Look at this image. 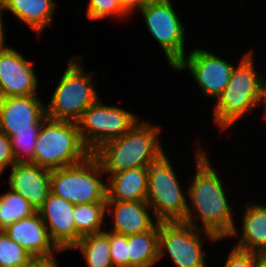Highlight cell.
I'll return each instance as SVG.
<instances>
[{
    "mask_svg": "<svg viewBox=\"0 0 266 267\" xmlns=\"http://www.w3.org/2000/svg\"><path fill=\"white\" fill-rule=\"evenodd\" d=\"M195 228L185 221L158 222V259L169 254L176 267H207L201 234L206 239L219 241L210 232ZM201 232V234H200Z\"/></svg>",
    "mask_w": 266,
    "mask_h": 267,
    "instance_id": "8",
    "label": "cell"
},
{
    "mask_svg": "<svg viewBox=\"0 0 266 267\" xmlns=\"http://www.w3.org/2000/svg\"><path fill=\"white\" fill-rule=\"evenodd\" d=\"M30 163L48 170L72 166L92 154L83 144L78 124L46 117L40 127Z\"/></svg>",
    "mask_w": 266,
    "mask_h": 267,
    "instance_id": "4",
    "label": "cell"
},
{
    "mask_svg": "<svg viewBox=\"0 0 266 267\" xmlns=\"http://www.w3.org/2000/svg\"><path fill=\"white\" fill-rule=\"evenodd\" d=\"M166 153L148 167L146 202L155 221H184L189 206Z\"/></svg>",
    "mask_w": 266,
    "mask_h": 267,
    "instance_id": "7",
    "label": "cell"
},
{
    "mask_svg": "<svg viewBox=\"0 0 266 267\" xmlns=\"http://www.w3.org/2000/svg\"><path fill=\"white\" fill-rule=\"evenodd\" d=\"M262 101H263V104H265L264 106V109H265V114H264V118L266 119V81L264 83V86H263V93H262Z\"/></svg>",
    "mask_w": 266,
    "mask_h": 267,
    "instance_id": "36",
    "label": "cell"
},
{
    "mask_svg": "<svg viewBox=\"0 0 266 267\" xmlns=\"http://www.w3.org/2000/svg\"><path fill=\"white\" fill-rule=\"evenodd\" d=\"M74 248L82 251L87 267H113L108 231L82 236Z\"/></svg>",
    "mask_w": 266,
    "mask_h": 267,
    "instance_id": "22",
    "label": "cell"
},
{
    "mask_svg": "<svg viewBox=\"0 0 266 267\" xmlns=\"http://www.w3.org/2000/svg\"><path fill=\"white\" fill-rule=\"evenodd\" d=\"M16 162L12 151L11 140L0 129V177L8 166H12Z\"/></svg>",
    "mask_w": 266,
    "mask_h": 267,
    "instance_id": "30",
    "label": "cell"
},
{
    "mask_svg": "<svg viewBox=\"0 0 266 267\" xmlns=\"http://www.w3.org/2000/svg\"><path fill=\"white\" fill-rule=\"evenodd\" d=\"M142 13L150 34L164 51L169 65L173 68L185 56V27L179 20L171 2L145 5Z\"/></svg>",
    "mask_w": 266,
    "mask_h": 267,
    "instance_id": "10",
    "label": "cell"
},
{
    "mask_svg": "<svg viewBox=\"0 0 266 267\" xmlns=\"http://www.w3.org/2000/svg\"><path fill=\"white\" fill-rule=\"evenodd\" d=\"M255 254L258 258V267H266V248L256 251Z\"/></svg>",
    "mask_w": 266,
    "mask_h": 267,
    "instance_id": "34",
    "label": "cell"
},
{
    "mask_svg": "<svg viewBox=\"0 0 266 267\" xmlns=\"http://www.w3.org/2000/svg\"><path fill=\"white\" fill-rule=\"evenodd\" d=\"M253 52L245 54L234 67L228 85L217 97L213 119L223 131L234 125L262 101L265 78L257 75Z\"/></svg>",
    "mask_w": 266,
    "mask_h": 267,
    "instance_id": "3",
    "label": "cell"
},
{
    "mask_svg": "<svg viewBox=\"0 0 266 267\" xmlns=\"http://www.w3.org/2000/svg\"><path fill=\"white\" fill-rule=\"evenodd\" d=\"M39 96L0 98V129L11 138L16 132L40 130L46 116V105Z\"/></svg>",
    "mask_w": 266,
    "mask_h": 267,
    "instance_id": "13",
    "label": "cell"
},
{
    "mask_svg": "<svg viewBox=\"0 0 266 267\" xmlns=\"http://www.w3.org/2000/svg\"><path fill=\"white\" fill-rule=\"evenodd\" d=\"M241 237L235 248L256 252L266 248V205L246 203Z\"/></svg>",
    "mask_w": 266,
    "mask_h": 267,
    "instance_id": "20",
    "label": "cell"
},
{
    "mask_svg": "<svg viewBox=\"0 0 266 267\" xmlns=\"http://www.w3.org/2000/svg\"><path fill=\"white\" fill-rule=\"evenodd\" d=\"M106 182V201L146 200L148 167H138L109 174Z\"/></svg>",
    "mask_w": 266,
    "mask_h": 267,
    "instance_id": "18",
    "label": "cell"
},
{
    "mask_svg": "<svg viewBox=\"0 0 266 267\" xmlns=\"http://www.w3.org/2000/svg\"><path fill=\"white\" fill-rule=\"evenodd\" d=\"M160 132L158 125L138 121L128 132L105 142L92 154L99 160L105 174L149 167L165 154L159 141Z\"/></svg>",
    "mask_w": 266,
    "mask_h": 267,
    "instance_id": "2",
    "label": "cell"
},
{
    "mask_svg": "<svg viewBox=\"0 0 266 267\" xmlns=\"http://www.w3.org/2000/svg\"><path fill=\"white\" fill-rule=\"evenodd\" d=\"M144 6L149 4H166L169 3L170 0H143Z\"/></svg>",
    "mask_w": 266,
    "mask_h": 267,
    "instance_id": "35",
    "label": "cell"
},
{
    "mask_svg": "<svg viewBox=\"0 0 266 267\" xmlns=\"http://www.w3.org/2000/svg\"><path fill=\"white\" fill-rule=\"evenodd\" d=\"M113 267H129L128 235L108 231Z\"/></svg>",
    "mask_w": 266,
    "mask_h": 267,
    "instance_id": "28",
    "label": "cell"
},
{
    "mask_svg": "<svg viewBox=\"0 0 266 267\" xmlns=\"http://www.w3.org/2000/svg\"><path fill=\"white\" fill-rule=\"evenodd\" d=\"M26 267H58V263L54 257H36Z\"/></svg>",
    "mask_w": 266,
    "mask_h": 267,
    "instance_id": "31",
    "label": "cell"
},
{
    "mask_svg": "<svg viewBox=\"0 0 266 267\" xmlns=\"http://www.w3.org/2000/svg\"><path fill=\"white\" fill-rule=\"evenodd\" d=\"M99 160L90 154L81 163L50 171V190L74 205L106 202L107 182Z\"/></svg>",
    "mask_w": 266,
    "mask_h": 267,
    "instance_id": "6",
    "label": "cell"
},
{
    "mask_svg": "<svg viewBox=\"0 0 266 267\" xmlns=\"http://www.w3.org/2000/svg\"><path fill=\"white\" fill-rule=\"evenodd\" d=\"M196 152V174L187 190L192 208L188 206L184 221L196 228V218L192 213L195 211L201 222L199 229L212 233L219 240L230 236L237 237L238 230L222 180L211 166L206 150L198 147Z\"/></svg>",
    "mask_w": 266,
    "mask_h": 267,
    "instance_id": "1",
    "label": "cell"
},
{
    "mask_svg": "<svg viewBox=\"0 0 266 267\" xmlns=\"http://www.w3.org/2000/svg\"><path fill=\"white\" fill-rule=\"evenodd\" d=\"M34 257L0 230V267H26Z\"/></svg>",
    "mask_w": 266,
    "mask_h": 267,
    "instance_id": "25",
    "label": "cell"
},
{
    "mask_svg": "<svg viewBox=\"0 0 266 267\" xmlns=\"http://www.w3.org/2000/svg\"><path fill=\"white\" fill-rule=\"evenodd\" d=\"M4 11H10L38 35L52 24L54 0H0Z\"/></svg>",
    "mask_w": 266,
    "mask_h": 267,
    "instance_id": "19",
    "label": "cell"
},
{
    "mask_svg": "<svg viewBox=\"0 0 266 267\" xmlns=\"http://www.w3.org/2000/svg\"><path fill=\"white\" fill-rule=\"evenodd\" d=\"M82 59L72 57L46 105V116L52 120L78 122L83 112L100 97L92 73L85 72Z\"/></svg>",
    "mask_w": 266,
    "mask_h": 267,
    "instance_id": "5",
    "label": "cell"
},
{
    "mask_svg": "<svg viewBox=\"0 0 266 267\" xmlns=\"http://www.w3.org/2000/svg\"><path fill=\"white\" fill-rule=\"evenodd\" d=\"M36 209L23 196L9 189L0 194V230H4L16 221L28 217Z\"/></svg>",
    "mask_w": 266,
    "mask_h": 267,
    "instance_id": "24",
    "label": "cell"
},
{
    "mask_svg": "<svg viewBox=\"0 0 266 267\" xmlns=\"http://www.w3.org/2000/svg\"><path fill=\"white\" fill-rule=\"evenodd\" d=\"M129 267H153L158 263V224L149 231L128 235Z\"/></svg>",
    "mask_w": 266,
    "mask_h": 267,
    "instance_id": "21",
    "label": "cell"
},
{
    "mask_svg": "<svg viewBox=\"0 0 266 267\" xmlns=\"http://www.w3.org/2000/svg\"><path fill=\"white\" fill-rule=\"evenodd\" d=\"M11 167L10 189L28 200L37 211L51 192L50 170L30 162H16Z\"/></svg>",
    "mask_w": 266,
    "mask_h": 267,
    "instance_id": "15",
    "label": "cell"
},
{
    "mask_svg": "<svg viewBox=\"0 0 266 267\" xmlns=\"http://www.w3.org/2000/svg\"><path fill=\"white\" fill-rule=\"evenodd\" d=\"M227 257L224 267H258V258L255 252L233 247Z\"/></svg>",
    "mask_w": 266,
    "mask_h": 267,
    "instance_id": "29",
    "label": "cell"
},
{
    "mask_svg": "<svg viewBox=\"0 0 266 267\" xmlns=\"http://www.w3.org/2000/svg\"><path fill=\"white\" fill-rule=\"evenodd\" d=\"M87 10V16L92 20H100L112 15L118 19L129 16L121 8L119 0H89Z\"/></svg>",
    "mask_w": 266,
    "mask_h": 267,
    "instance_id": "27",
    "label": "cell"
},
{
    "mask_svg": "<svg viewBox=\"0 0 266 267\" xmlns=\"http://www.w3.org/2000/svg\"><path fill=\"white\" fill-rule=\"evenodd\" d=\"M73 210L74 204L51 192L43 205L37 210L47 227L51 241L60 252L72 249L76 245Z\"/></svg>",
    "mask_w": 266,
    "mask_h": 267,
    "instance_id": "14",
    "label": "cell"
},
{
    "mask_svg": "<svg viewBox=\"0 0 266 267\" xmlns=\"http://www.w3.org/2000/svg\"><path fill=\"white\" fill-rule=\"evenodd\" d=\"M40 130L16 132L10 140L14 158L17 162H31Z\"/></svg>",
    "mask_w": 266,
    "mask_h": 267,
    "instance_id": "26",
    "label": "cell"
},
{
    "mask_svg": "<svg viewBox=\"0 0 266 267\" xmlns=\"http://www.w3.org/2000/svg\"><path fill=\"white\" fill-rule=\"evenodd\" d=\"M32 66L17 50L0 49V98L36 95L39 79Z\"/></svg>",
    "mask_w": 266,
    "mask_h": 267,
    "instance_id": "12",
    "label": "cell"
},
{
    "mask_svg": "<svg viewBox=\"0 0 266 267\" xmlns=\"http://www.w3.org/2000/svg\"><path fill=\"white\" fill-rule=\"evenodd\" d=\"M106 202L74 205L73 219L76 229V244L82 236L102 232Z\"/></svg>",
    "mask_w": 266,
    "mask_h": 267,
    "instance_id": "23",
    "label": "cell"
},
{
    "mask_svg": "<svg viewBox=\"0 0 266 267\" xmlns=\"http://www.w3.org/2000/svg\"><path fill=\"white\" fill-rule=\"evenodd\" d=\"M4 10H3V6L2 3L0 1V49H3L5 47H7V45H5V33H4V26H3V16Z\"/></svg>",
    "mask_w": 266,
    "mask_h": 267,
    "instance_id": "33",
    "label": "cell"
},
{
    "mask_svg": "<svg viewBox=\"0 0 266 267\" xmlns=\"http://www.w3.org/2000/svg\"><path fill=\"white\" fill-rule=\"evenodd\" d=\"M233 68L232 64L212 52L193 49L172 69L179 72L189 70L203 94L217 99L228 85Z\"/></svg>",
    "mask_w": 266,
    "mask_h": 267,
    "instance_id": "11",
    "label": "cell"
},
{
    "mask_svg": "<svg viewBox=\"0 0 266 267\" xmlns=\"http://www.w3.org/2000/svg\"><path fill=\"white\" fill-rule=\"evenodd\" d=\"M119 3L127 15H131L135 9L140 11L144 7L143 0H119Z\"/></svg>",
    "mask_w": 266,
    "mask_h": 267,
    "instance_id": "32",
    "label": "cell"
},
{
    "mask_svg": "<svg viewBox=\"0 0 266 267\" xmlns=\"http://www.w3.org/2000/svg\"><path fill=\"white\" fill-rule=\"evenodd\" d=\"M146 200L106 201L107 215L113 214V232L123 235L140 234L152 230L158 221L151 217Z\"/></svg>",
    "mask_w": 266,
    "mask_h": 267,
    "instance_id": "17",
    "label": "cell"
},
{
    "mask_svg": "<svg viewBox=\"0 0 266 267\" xmlns=\"http://www.w3.org/2000/svg\"><path fill=\"white\" fill-rule=\"evenodd\" d=\"M138 120L133 112L107 106L99 98L83 112L77 124L83 144L93 153L105 142L128 132Z\"/></svg>",
    "mask_w": 266,
    "mask_h": 267,
    "instance_id": "9",
    "label": "cell"
},
{
    "mask_svg": "<svg viewBox=\"0 0 266 267\" xmlns=\"http://www.w3.org/2000/svg\"><path fill=\"white\" fill-rule=\"evenodd\" d=\"M3 231L11 240L20 244L34 258L56 257L54 253L60 251L51 241L47 227L37 211L9 225Z\"/></svg>",
    "mask_w": 266,
    "mask_h": 267,
    "instance_id": "16",
    "label": "cell"
}]
</instances>
